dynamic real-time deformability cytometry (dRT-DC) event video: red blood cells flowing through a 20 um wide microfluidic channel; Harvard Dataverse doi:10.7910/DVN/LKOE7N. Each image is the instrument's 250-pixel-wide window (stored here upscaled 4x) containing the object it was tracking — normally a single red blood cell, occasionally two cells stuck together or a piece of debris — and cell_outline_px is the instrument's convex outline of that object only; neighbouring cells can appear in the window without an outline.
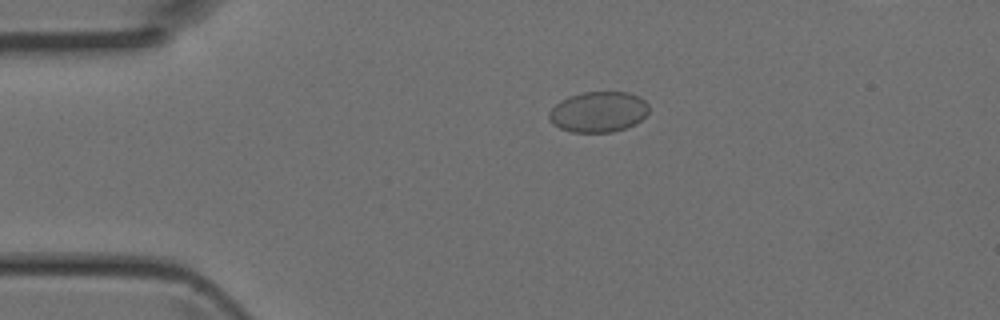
{"species": "Egyptian fruit bat (a non-hibernating species)", "species_latin": "Rousettus aegyptiacus", "temperature_condition": "room temperature", "stored_images_in_passage": 2, "camera_frame_rate_fps": 3000, "um_per_image_px": 0.085, "animal": {"sex": "female"}, "frame": {"image": 1, "passage_image": 2, "time_ms": 0.333, "image_size_px": [1000, 320], "cell_outline_px": [[648, 112], [636, 124], [612, 132], [572, 132], [560, 128], [552, 124], [548, 120], [548, 112], [560, 100], [568, 96], [584, 92], [628, 92], [640, 96], [648, 104]], "centroid_in_image_um": [50.84, 9.5], "position_along_channel_um": 34.2, "area_um2": 23.76}}